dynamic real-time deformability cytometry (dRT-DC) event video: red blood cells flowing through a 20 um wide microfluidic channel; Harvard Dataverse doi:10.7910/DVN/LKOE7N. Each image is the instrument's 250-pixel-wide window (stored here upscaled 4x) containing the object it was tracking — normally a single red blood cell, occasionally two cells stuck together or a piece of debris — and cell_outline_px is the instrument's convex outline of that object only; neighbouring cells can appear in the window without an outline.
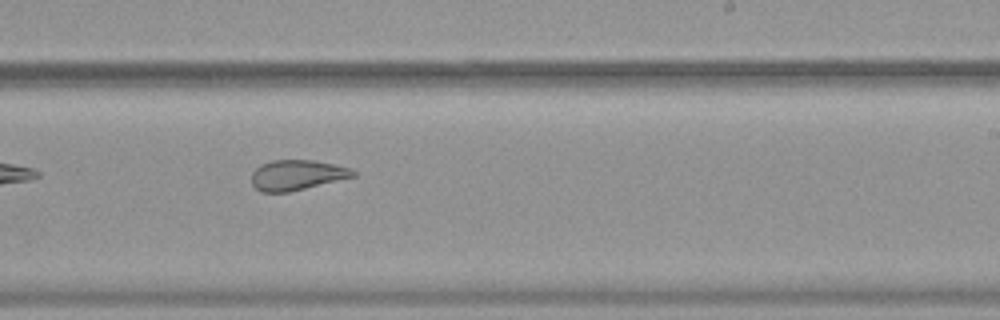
{"species": "common noctule bat (a hibernating species)", "species_latin": "Nyctalus noctula", "temperature_condition": "warm", "stored_images_in_passage": 36, "camera_frame_rate_fps": 3000, "um_per_image_px": 0.085, "animal": {"sex": "female", "body_mass_g": 19.9}, "frame": {"image": 1, "passage_image": 16, "time_ms": 5.0, "image_size_px": [1000, 320], "cell_outline_px": [[356, 176], [288, 192], [260, 192], [252, 184], [252, 172], [260, 164], [272, 160], [312, 160], [352, 168], [356, 172]], "centroid_in_image_um": [25.22, 14.87], "position_along_channel_um": 263.8, "area_um2": 17.8}}